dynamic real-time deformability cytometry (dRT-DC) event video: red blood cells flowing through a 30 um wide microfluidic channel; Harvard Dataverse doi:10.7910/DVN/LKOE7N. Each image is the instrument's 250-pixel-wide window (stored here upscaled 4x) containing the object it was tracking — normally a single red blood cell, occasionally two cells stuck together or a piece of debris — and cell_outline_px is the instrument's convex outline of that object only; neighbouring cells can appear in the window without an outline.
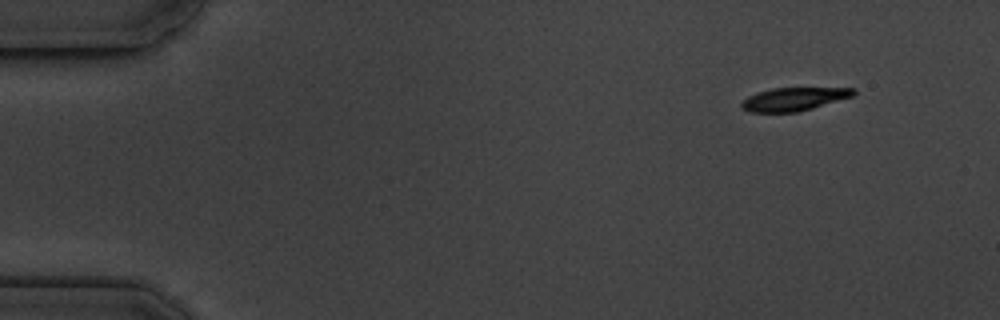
{"species": "common noctule bat (a hibernating species)", "species_latin": "Nyctalus noctula", "temperature_condition": "cold", "stored_images_in_passage": 6, "camera_frame_rate_fps": 3000, "um_per_image_px": 0.085, "animal": {"sex": "male", "body_mass_g": 19.5, "forearm_length_mm": 54.6}, "frame": {"image": 1, "passage_image": 1, "time_ms": 0.0, "image_size_px": [1000, 320], "cell_outline_px": [[856, 92], [852, 96], [812, 108], [796, 112], [752, 112], [744, 108], [740, 104], [748, 96], [756, 92], [772, 88], [856, 88]], "centroid_in_image_um": [67.47, 8.41], "position_along_channel_um": 17.5, "area_um2": 14.91}}
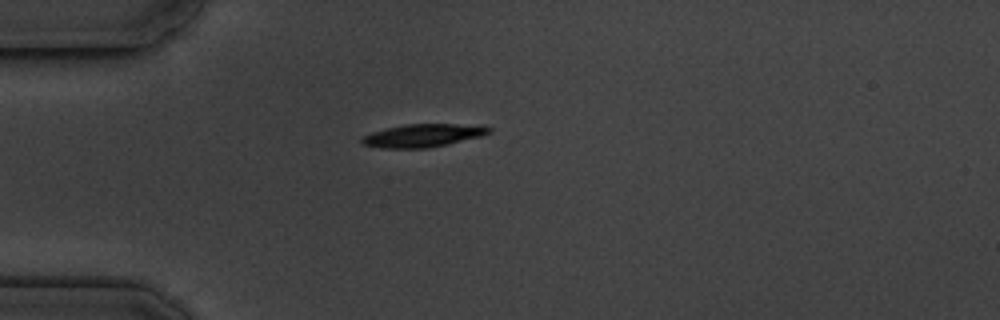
{"frame": {"image": 2, "passage_image": 4, "time_ms": 3.333, "image_size_px": [1000, 320], "cell_outline_px": [[492, 132], [480, 136], [428, 148], [384, 148], [364, 144], [360, 140], [364, 136], [372, 132], [404, 124], [452, 124], [492, 128]], "centroid_in_image_um": [35.9, 11.52], "position_along_channel_um": 49.1, "area_um2": 16.47}}